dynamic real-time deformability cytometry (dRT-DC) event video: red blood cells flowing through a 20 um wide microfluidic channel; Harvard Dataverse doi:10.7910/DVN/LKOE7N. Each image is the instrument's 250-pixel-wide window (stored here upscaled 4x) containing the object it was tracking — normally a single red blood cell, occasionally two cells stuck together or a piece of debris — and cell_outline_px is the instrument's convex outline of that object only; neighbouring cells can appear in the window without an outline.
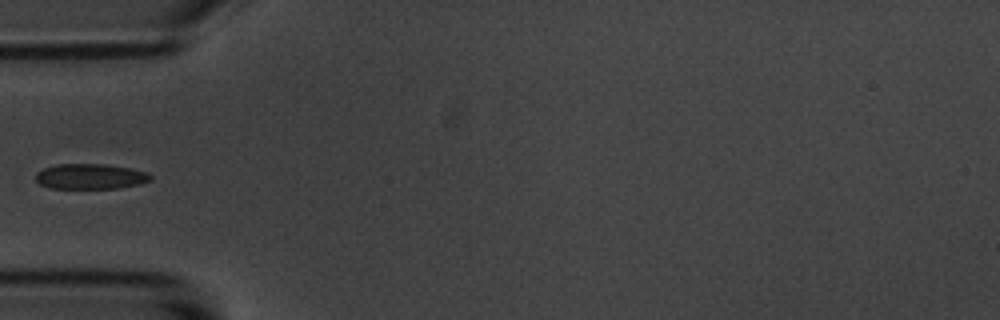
{"species": "common noctule bat (a hibernating species)", "species_latin": "Nyctalus noctula", "temperature_condition": "room temperature", "stored_images_in_passage": 9, "camera_frame_rate_fps": 3000, "um_per_image_px": 0.085, "animal": {"sex": "male", "body_mass_g": 20.1, "forearm_length_mm": 53.5}, "frame": {"image": 1, "passage_image": 3, "time_ms": 2.333, "image_size_px": [1000, 320], "cell_outline_px": [[152, 180], [140, 184], [120, 188], [52, 188], [40, 184], [36, 180], [36, 172], [44, 168], [56, 164], [104, 164], [128, 168], [148, 172], [152, 176]], "centroid_in_image_um": [7.7, 15.0], "position_along_channel_um": 77.3, "area_um2": 16.94}}
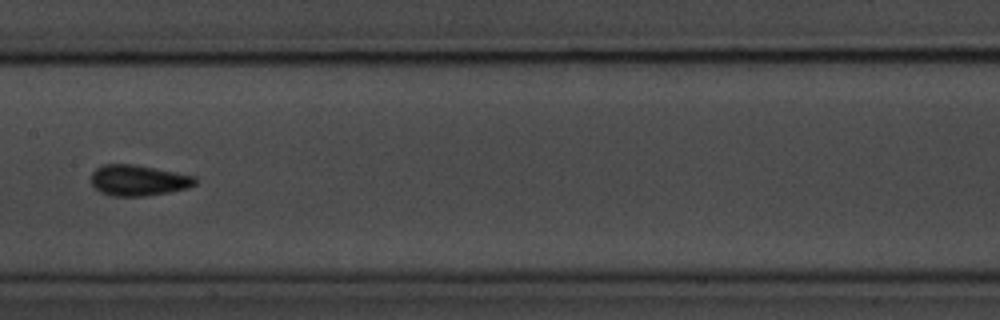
{"frame": {"image": 2, "passage_image": 6, "time_ms": 5.667, "image_size_px": [1000, 320], "cell_outline_px": [[196, 184], [188, 188], [168, 192], [144, 196], [112, 196], [100, 192], [92, 184], [92, 172], [96, 168], [104, 164], [136, 164], [196, 176]], "centroid_in_image_um": [11.77, 15.32], "position_along_channel_um": 195.6, "area_um2": 18.73}}